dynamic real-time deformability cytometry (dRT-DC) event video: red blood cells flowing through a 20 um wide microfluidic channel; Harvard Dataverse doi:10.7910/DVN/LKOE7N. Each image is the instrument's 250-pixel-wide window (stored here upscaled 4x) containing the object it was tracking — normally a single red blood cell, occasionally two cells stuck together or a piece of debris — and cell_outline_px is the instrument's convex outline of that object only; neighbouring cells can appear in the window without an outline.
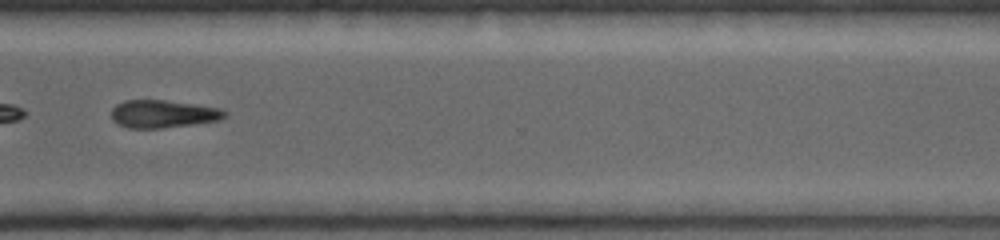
{"species": "common noctule bat (a hibernating species)", "species_latin": "Nyctalus noctula", "temperature_condition": "warm", "stored_images_in_passage": 25, "camera_frame_rate_fps": 5000, "um_per_image_px": 0.085, "animal": {"sex": "female", "body_mass_g": 19.0, "forearm_length_mm": 53.3}, "frame": {"image": 1, "passage_image": 22, "time_ms": 4.2, "image_size_px": [1000, 240], "cell_outline_px": [[228, 116], [220, 120], [192, 124], [160, 128], [128, 128], [116, 124], [112, 120], [112, 108], [116, 104], [124, 100], [164, 100], [224, 108], [228, 112]], "centroid_in_image_um": [13.89, 9.68], "position_along_channel_um": 356.7, "area_um2": 18.55}}